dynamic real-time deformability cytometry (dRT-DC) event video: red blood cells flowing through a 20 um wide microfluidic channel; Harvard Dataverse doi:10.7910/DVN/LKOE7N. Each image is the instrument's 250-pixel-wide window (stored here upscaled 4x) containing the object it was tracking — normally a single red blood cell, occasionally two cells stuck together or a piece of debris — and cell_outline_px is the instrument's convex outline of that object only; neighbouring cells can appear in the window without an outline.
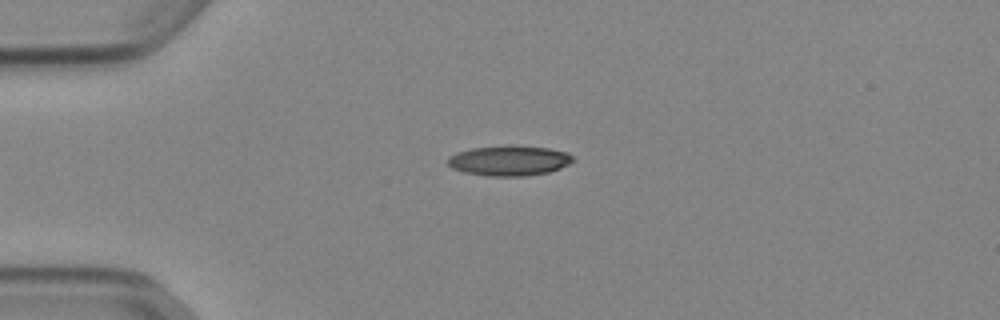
{"species": "Egyptian fruit bat (a non-hibernating species)", "species_latin": "Rousettus aegyptiacus", "temperature_condition": "cold", "stored_images_in_passage": 40, "camera_frame_rate_fps": 3000, "um_per_image_px": 0.085, "animal": {"sex": "female"}, "frame": {"image": 1, "passage_image": 1, "time_ms": 0.0, "image_size_px": [1000, 320], "cell_outline_px": [[572, 160], [568, 164], [560, 168], [548, 172], [524, 176], [488, 176], [464, 172], [452, 168], [444, 160], [448, 156], [456, 152], [472, 148], [508, 144], [516, 144], [548, 148], [568, 152], [572, 156]], "centroid_in_image_um": [43.23, 13.63], "position_along_channel_um": 41.8, "area_um2": 22.37}}
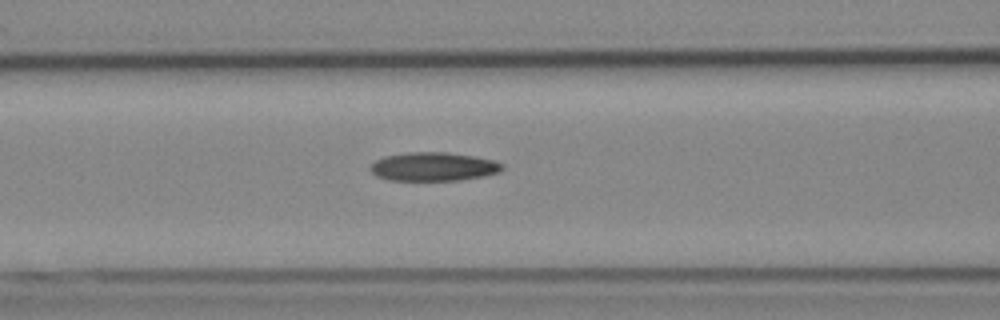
{"frame": {"image": 2, "passage_image": 10, "time_ms": 3.0, "image_size_px": [1000, 320], "cell_outline_px": [[504, 168], [500, 172], [484, 176], [460, 180], [388, 180], [376, 176], [368, 168], [376, 160], [384, 156], [408, 152], [448, 152], [476, 156], [492, 160], [504, 164]], "centroid_in_image_um": [36.85, 14.16], "position_along_channel_um": 129.7, "area_um2": 22.2}}
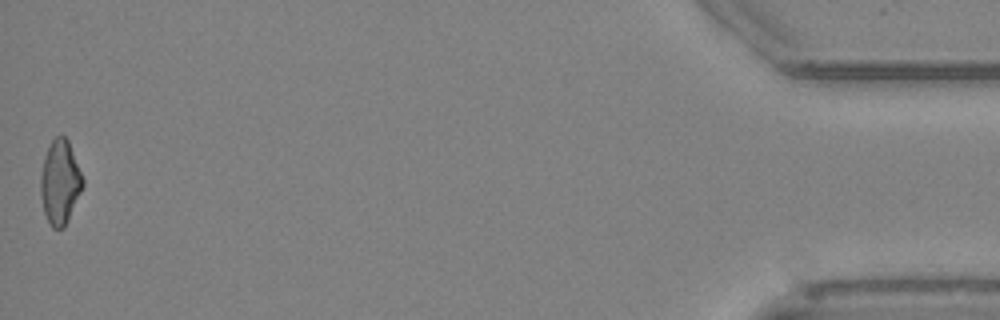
{"frame": {"image": 3, "passage_image": 40, "time_ms": 13.0, "image_size_px": [1000, 320], "cell_outline_px": [[84, 184], [64, 228], [52, 228], [44, 212], [40, 196], [40, 176], [44, 156], [52, 140], [56, 136], [64, 136], [68, 140], [84, 180]], "centroid_in_image_um": [5.08, 15.49], "position_along_channel_um": 430.1, "area_um2": 20.46}, "authors_computed_cell_mechanics": {"area_um2": 21.5883, "velocity_mm_per_s": 3.9054, "shape_relaxation_time_tau1_ms": null, "shape_relaxation_time_tau2_ms": 5.0119, "deformation_change_tau1": null, "deformation_change_tau2": 0.1406}}